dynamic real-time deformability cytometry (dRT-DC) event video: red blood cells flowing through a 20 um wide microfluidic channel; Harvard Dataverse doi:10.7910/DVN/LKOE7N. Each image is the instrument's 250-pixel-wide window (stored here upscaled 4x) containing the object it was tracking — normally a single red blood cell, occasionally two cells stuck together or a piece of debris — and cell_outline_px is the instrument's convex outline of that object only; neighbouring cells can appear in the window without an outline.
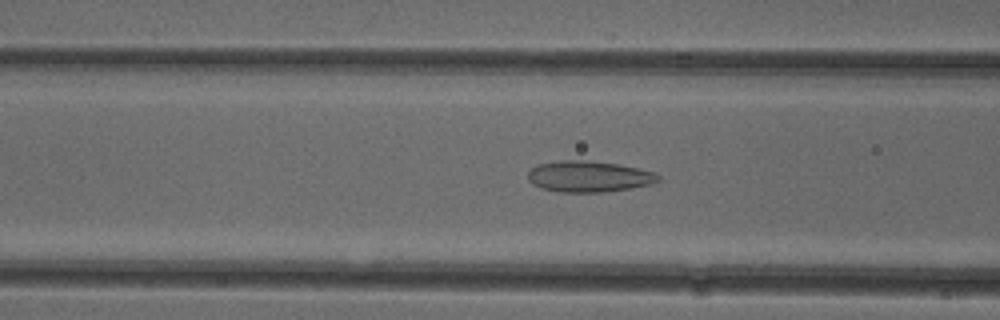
{"species": "common noctule bat (a hibernating species)", "species_latin": "Nyctalus noctula", "temperature_condition": "cold", "stored_images_in_passage": 30, "camera_frame_rate_fps": 3000, "um_per_image_px": 0.085, "animal": {"sex": "female"}, "frame": {"image": 1, "passage_image": 15, "time_ms": 4.667, "image_size_px": [1000, 320], "cell_outline_px": [[660, 180], [652, 184], [628, 188], [600, 192], [560, 192], [540, 188], [532, 184], [528, 180], [528, 172], [536, 164], [560, 160], [588, 160], [616, 164], [656, 172], [660, 176]], "centroid_in_image_um": [50.01, 14.99], "position_along_channel_um": 116.6, "area_um2": 23.64}}
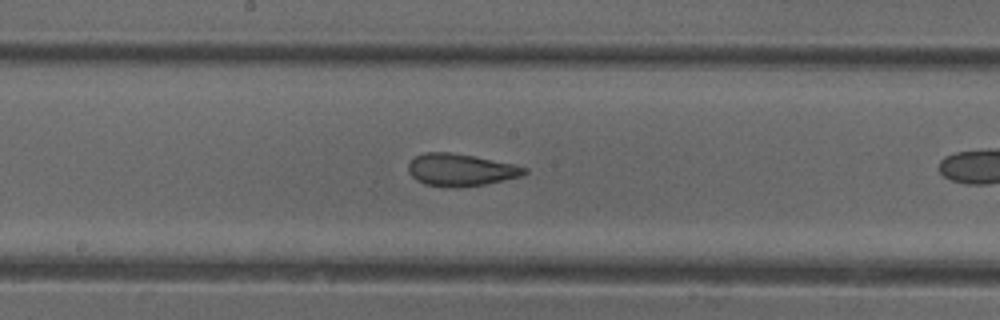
{"frame": {"image": 2, "passage_image": 22, "time_ms": 7.0, "image_size_px": [1000, 320], "cell_outline_px": [[528, 172], [520, 176], [484, 184], [424, 184], [416, 180], [408, 172], [408, 164], [416, 156], [424, 152], [448, 152], [472, 156], [516, 164], [528, 168]], "centroid_in_image_um": [39.17, 14.38], "position_along_channel_um": 209.0, "area_um2": 20.87}}
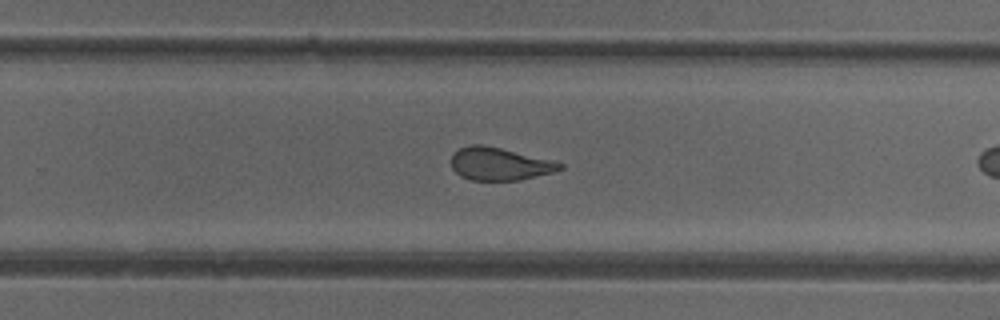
{"frame": {"image": 3, "passage_image": 28, "time_ms": 9.0, "image_size_px": [1000, 320], "cell_outline_px": [[564, 168], [552, 172], [520, 180], [472, 180], [460, 176], [452, 168], [452, 152], [460, 148], [472, 144], [484, 144], [552, 160], [564, 164]], "centroid_in_image_um": [42.44, 13.92], "position_along_channel_um": 287.4, "area_um2": 20.69}}